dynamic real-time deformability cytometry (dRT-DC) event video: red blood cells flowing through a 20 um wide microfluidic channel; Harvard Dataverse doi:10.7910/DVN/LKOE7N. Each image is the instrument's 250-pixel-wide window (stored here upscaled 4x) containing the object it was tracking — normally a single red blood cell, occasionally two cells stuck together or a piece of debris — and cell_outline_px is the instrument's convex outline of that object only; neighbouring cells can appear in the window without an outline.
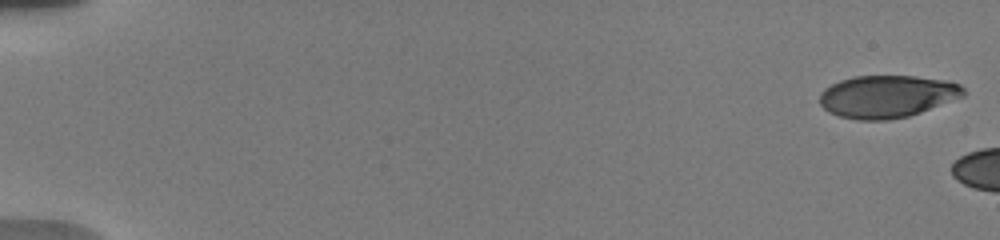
{"species": "human", "species_latin": "Homo sapiens", "temperature_condition": "warm", "stored_images_in_passage": 5, "camera_frame_rate_fps": 3000, "um_per_image_px": 0.085, "donor": {"sex": "male"}, "frame": {"image": 1, "passage_image": 1, "time_ms": 0.0, "image_size_px": [1000, 240], "cell_outline_px": [[964, 96], [920, 112], [908, 116], [888, 120], [860, 120], [840, 116], [828, 112], [820, 104], [820, 92], [824, 88], [840, 80], [856, 76], [916, 76], [948, 80], [960, 84], [964, 88]], "centroid_in_image_um": [75.4, 8.19], "position_along_channel_um": 9.6, "area_um2": 35.55}}